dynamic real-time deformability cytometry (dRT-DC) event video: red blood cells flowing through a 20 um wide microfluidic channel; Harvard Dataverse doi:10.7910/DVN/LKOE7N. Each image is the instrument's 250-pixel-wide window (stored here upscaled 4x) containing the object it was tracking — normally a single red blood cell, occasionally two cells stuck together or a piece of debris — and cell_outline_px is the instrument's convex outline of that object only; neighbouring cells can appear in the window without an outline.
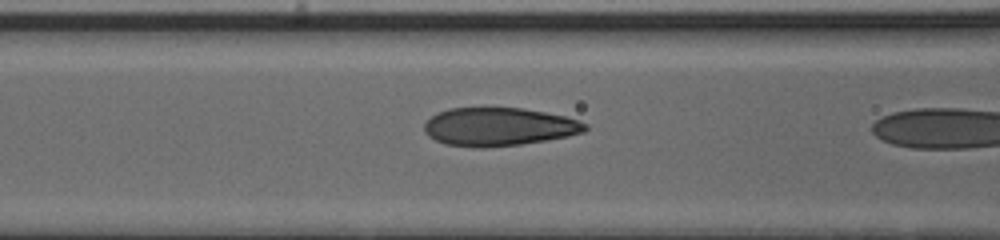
{"species": "human", "species_latin": "Homo sapiens", "temperature_condition": "cold", "stored_images_in_passage": 17, "camera_frame_rate_fps": 3000, "um_per_image_px": 0.085, "donor": {"sex": "male"}, "frame": {"image": 1, "passage_image": 16, "time_ms": 5.0, "image_size_px": [1000, 240], "cell_outline_px": [[588, 128], [584, 132], [568, 136], [520, 144], [484, 148], [476, 148], [444, 144], [428, 136], [424, 132], [424, 124], [436, 112], [448, 108], [520, 108], [544, 112], [564, 116], [580, 120], [588, 124]], "centroid_in_image_um": [42.38, 10.78], "position_along_channel_um": 124.2, "area_um2": 35.95}}